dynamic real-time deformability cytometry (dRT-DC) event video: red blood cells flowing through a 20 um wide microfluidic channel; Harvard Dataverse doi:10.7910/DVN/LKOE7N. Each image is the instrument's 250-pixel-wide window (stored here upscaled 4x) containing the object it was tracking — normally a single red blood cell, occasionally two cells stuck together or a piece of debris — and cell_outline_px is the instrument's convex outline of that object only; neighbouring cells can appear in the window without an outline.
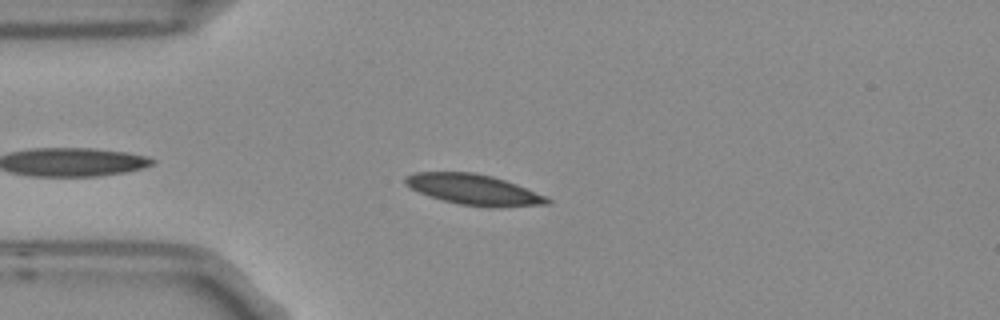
{"species": "Egyptian fruit bat (a non-hibernating species)", "species_latin": "Rousettus aegyptiacus", "temperature_condition": "room temperature", "stored_images_in_passage": 8, "camera_frame_rate_fps": 3000, "um_per_image_px": 0.085, "frame": {"image": 1, "passage_image": 6, "time_ms": 1.667, "image_size_px": [1000, 320], "cell_outline_px": [[552, 204], [492, 208], [488, 208], [460, 204], [428, 196], [408, 188], [404, 184], [404, 176], [416, 172], [472, 172], [492, 176], [516, 184], [544, 196], [552, 200]], "centroid_in_image_um": [40.23, 16.12], "position_along_channel_um": 44.8, "area_um2": 25.43}}
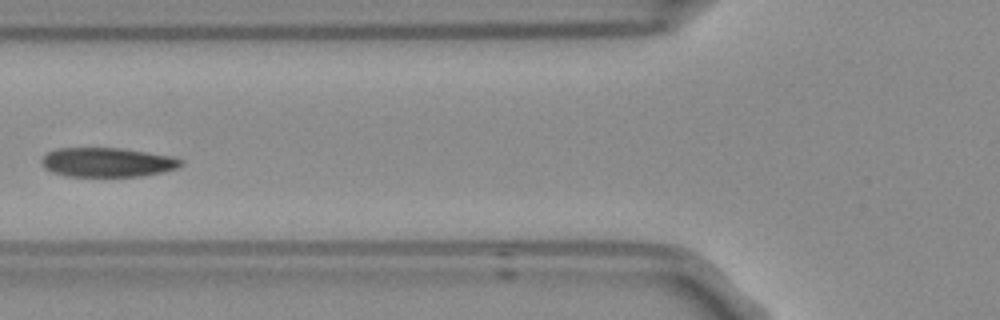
{"frame": {"image": 2, "passage_image": 8, "time_ms": 2.333, "image_size_px": [1000, 320], "cell_outline_px": [[184, 164], [176, 168], [160, 172], [140, 176], [68, 176], [52, 172], [44, 168], [40, 164], [40, 160], [48, 152], [56, 148], [120, 148], [172, 156], [184, 160]], "centroid_in_image_um": [9.1, 13.79], "position_along_channel_um": 116.7, "area_um2": 23.76}}